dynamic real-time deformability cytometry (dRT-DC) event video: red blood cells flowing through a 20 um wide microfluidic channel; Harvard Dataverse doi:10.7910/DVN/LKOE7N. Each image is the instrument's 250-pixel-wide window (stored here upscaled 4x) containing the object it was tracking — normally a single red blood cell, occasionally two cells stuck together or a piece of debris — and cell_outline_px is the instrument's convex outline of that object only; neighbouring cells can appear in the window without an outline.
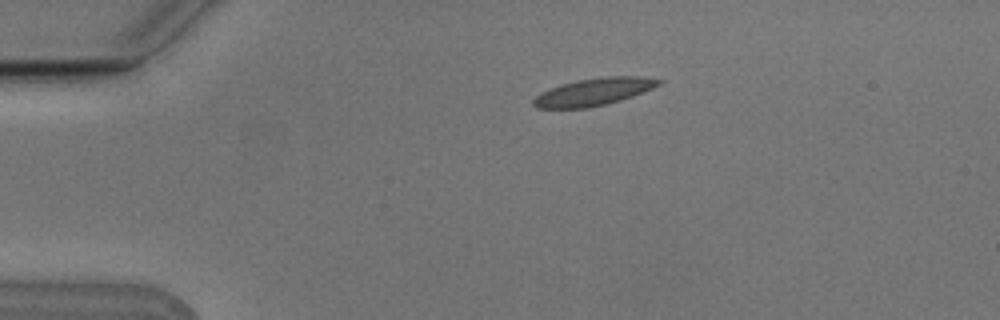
{"species": "Egyptian fruit bat (a non-hibernating species)", "species_latin": "Rousettus aegyptiacus", "temperature_condition": "cold", "stored_images_in_passage": 5, "camera_frame_rate_fps": 3000, "um_per_image_px": 0.085, "animal": {"sex": "male"}, "frame": {"image": 1, "passage_image": 2, "time_ms": 0.333, "image_size_px": [1000, 320], "cell_outline_px": [[664, 80], [660, 84], [652, 88], [632, 96], [620, 100], [588, 108], [536, 108], [532, 104], [532, 100], [540, 92], [560, 84], [576, 80], [600, 76], [640, 76]], "centroid_in_image_um": [50.43, 7.79], "position_along_channel_um": 34.6, "area_um2": 20.06}}
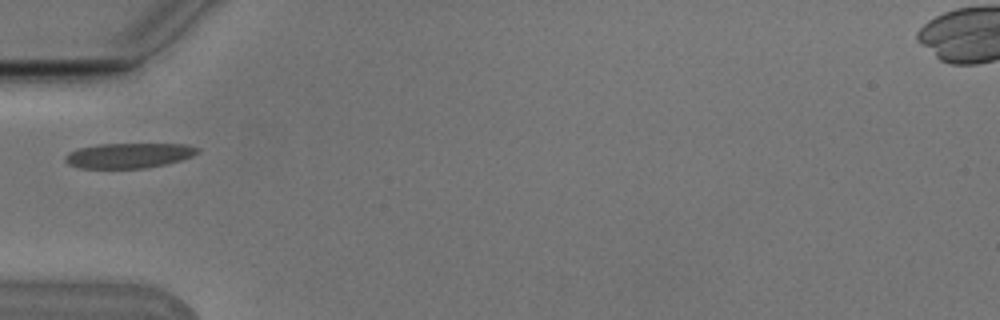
{"frame": {"image": 2, "passage_image": 4, "time_ms": 1.0, "image_size_px": [1000, 320], "cell_outline_px": [[200, 152], [192, 156], [180, 160], [164, 164], [144, 168], [80, 168], [68, 164], [64, 160], [64, 156], [68, 152], [76, 148], [100, 144], [188, 144], [200, 148]], "centroid_in_image_um": [10.93, 13.21], "position_along_channel_um": 74.1, "area_um2": 19.42}}